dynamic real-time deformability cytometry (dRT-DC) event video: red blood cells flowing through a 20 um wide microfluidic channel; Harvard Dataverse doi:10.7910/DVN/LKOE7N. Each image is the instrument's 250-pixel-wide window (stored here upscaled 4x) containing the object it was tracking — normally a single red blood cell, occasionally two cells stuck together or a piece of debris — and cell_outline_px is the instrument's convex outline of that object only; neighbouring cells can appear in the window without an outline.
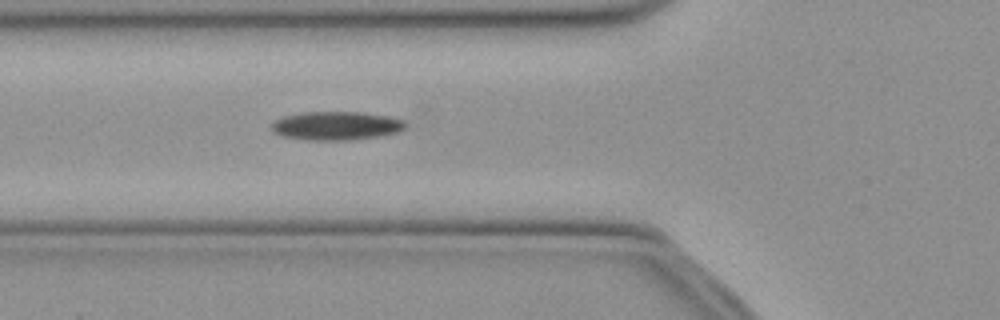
{"species": "common noctule bat (a hibernating species)", "species_latin": "Nyctalus noctula", "temperature_condition": "cold", "stored_images_in_passage": 19, "segment_of_instrument_passage": [2, 2], "camera_frame_rate_fps": 3000, "um_per_image_px": 0.085, "animal": {"sex": "female", "body_mass_g": 21.9}, "frame": {"image": 1, "passage_image": 19, "time_ms": 6.0, "image_size_px": [1000, 320], "cell_outline_px": [[668, 268], [660, 268], [532, 248], [540, 244], [608, 244], [640, 248], [664, 260], [668, 264]], "centroid_in_image_um": [51.74, 21.53], "position_along_channel_um": 74.1, "area_um2": 11.5}}